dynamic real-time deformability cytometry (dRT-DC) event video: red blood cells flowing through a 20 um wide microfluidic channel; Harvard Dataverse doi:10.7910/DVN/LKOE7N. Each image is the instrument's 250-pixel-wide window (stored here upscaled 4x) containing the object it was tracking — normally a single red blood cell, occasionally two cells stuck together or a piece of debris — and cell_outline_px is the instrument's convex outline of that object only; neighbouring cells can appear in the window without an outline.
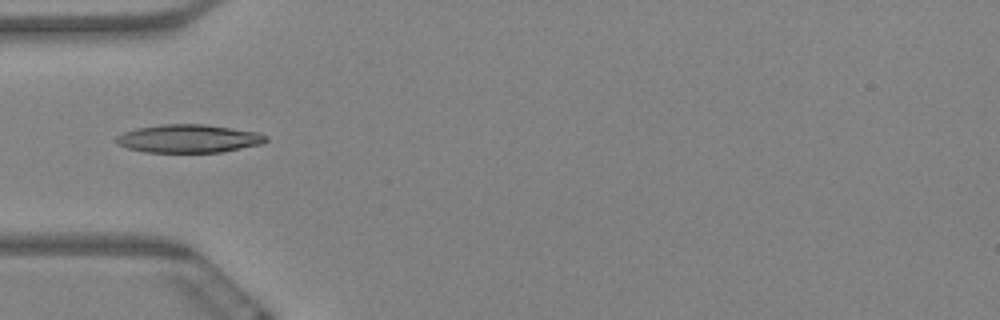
{"species": "Egyptian fruit bat (a non-hibernating species)", "species_latin": "Rousettus aegyptiacus", "temperature_condition": "warm", "stored_images_in_passage": 9, "camera_frame_rate_fps": 3000, "um_per_image_px": 0.085, "animal": {"sex": "female"}, "frame": {"image": 1, "passage_image": 6, "time_ms": 1.667, "image_size_px": [1000, 320], "cell_outline_px": [[268, 140], [260, 144], [220, 152], [144, 152], [128, 148], [116, 144], [116, 136], [124, 132], [136, 128], [160, 124], [204, 124], [256, 132], [268, 136]], "centroid_in_image_um": [15.99, 11.78], "position_along_channel_um": 69.0, "area_um2": 24.45}}
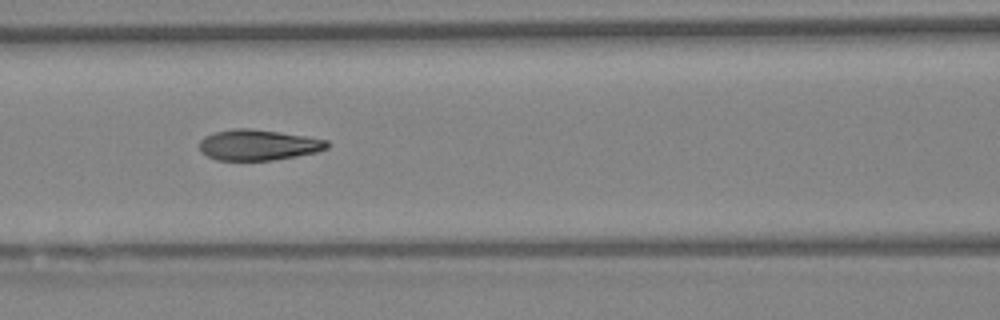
{"frame": {"image": 2, "passage_image": 8, "time_ms": 2.333, "image_size_px": [1000, 320], "cell_outline_px": [[328, 148], [316, 152], [296, 156], [272, 160], [216, 160], [200, 152], [200, 140], [204, 136], [216, 132], [236, 128], [248, 128], [280, 132], [328, 140]], "centroid_in_image_um": [21.93, 12.32], "position_along_channel_um": 144.7, "area_um2": 22.72}}
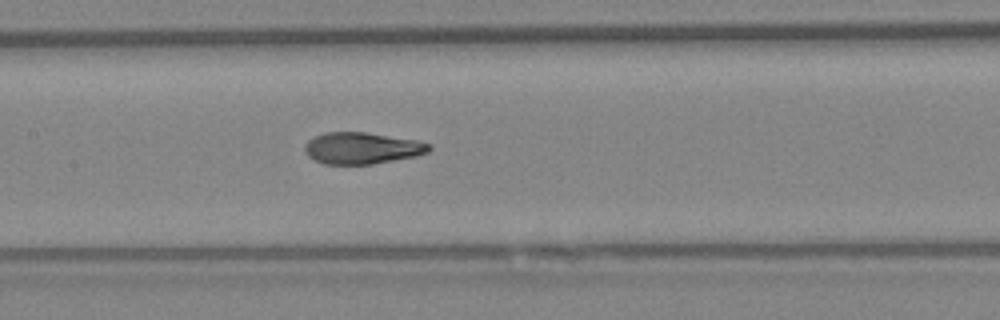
{"frame": {"image": 3, "passage_image": 9, "time_ms": 2.667, "image_size_px": [1000, 320], "cell_outline_px": [[432, 148], [428, 152], [416, 156], [372, 164], [324, 164], [308, 156], [304, 152], [304, 148], [308, 140], [324, 132], [364, 132], [416, 140], [432, 144]], "centroid_in_image_um": [30.77, 12.59], "position_along_channel_um": 176.6, "area_um2": 22.83}}